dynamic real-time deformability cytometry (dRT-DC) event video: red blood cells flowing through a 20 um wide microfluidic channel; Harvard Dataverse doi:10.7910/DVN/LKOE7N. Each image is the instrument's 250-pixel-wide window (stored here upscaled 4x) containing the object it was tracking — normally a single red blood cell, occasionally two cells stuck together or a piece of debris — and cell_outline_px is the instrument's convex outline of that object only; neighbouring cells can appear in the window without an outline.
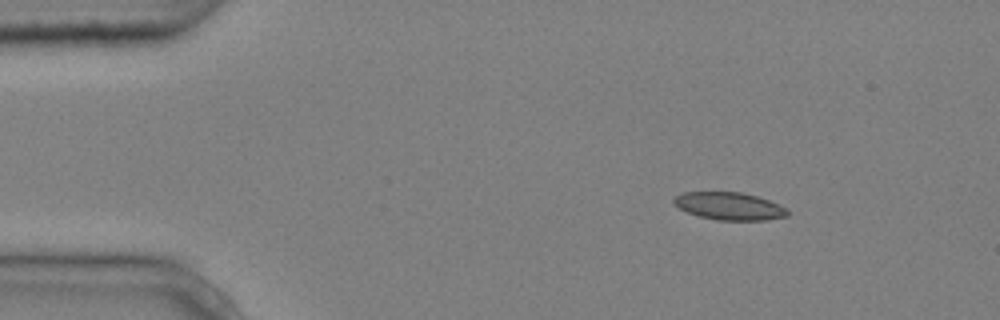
{"species": "common noctule bat (a hibernating species)", "species_latin": "Nyctalus noctula", "temperature_condition": "cold", "stored_images_in_passage": 4, "camera_frame_rate_fps": 3000, "um_per_image_px": 0.085, "animal": {"sex": "male", "body_mass_g": 20.4}, "frame": {"image": 1, "passage_image": 2, "time_ms": 0.333, "image_size_px": [1000, 320], "cell_outline_px": [[788, 216], [768, 220], [716, 220], [700, 216], [688, 212], [680, 208], [672, 200], [676, 196], [684, 192], [740, 192], [756, 196], [780, 204], [788, 208]], "centroid_in_image_um": [62.04, 17.52], "position_along_channel_um": 23.0, "area_um2": 18.21}}